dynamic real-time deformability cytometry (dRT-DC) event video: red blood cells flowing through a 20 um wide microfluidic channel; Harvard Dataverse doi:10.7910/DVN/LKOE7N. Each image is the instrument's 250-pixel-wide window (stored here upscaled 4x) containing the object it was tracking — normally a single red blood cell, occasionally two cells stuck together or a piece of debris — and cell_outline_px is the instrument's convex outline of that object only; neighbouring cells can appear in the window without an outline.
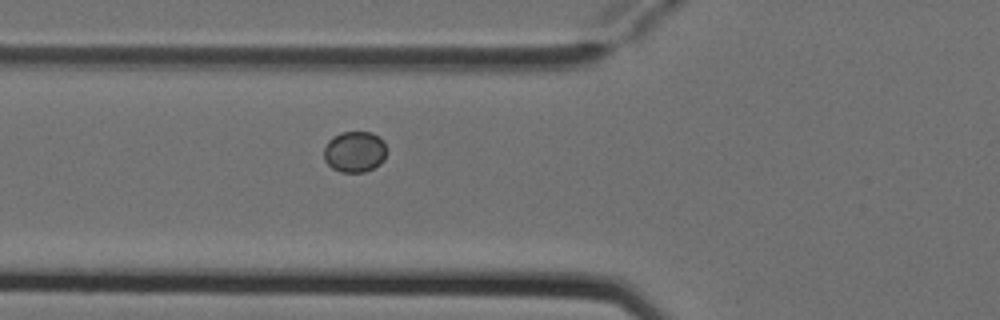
{"species": "Egyptian fruit bat (a non-hibernating species)", "species_latin": "Rousettus aegyptiacus", "temperature_condition": "cold", "stored_images_in_passage": 7, "camera_frame_rate_fps": 3000, "um_per_image_px": 0.085, "animal": {"sex": "female"}, "frame": {"image": 1, "passage_image": 7, "time_ms": 2.0, "image_size_px": [1000, 320], "cell_outline_px": [[388, 152], [384, 160], [380, 164], [364, 172], [340, 172], [332, 168], [324, 160], [324, 148], [328, 140], [332, 136], [340, 132], [372, 132], [380, 136], [384, 140]], "centroid_in_image_um": [30.17, 12.88], "position_along_channel_um": 95.6, "area_um2": 15.37}}